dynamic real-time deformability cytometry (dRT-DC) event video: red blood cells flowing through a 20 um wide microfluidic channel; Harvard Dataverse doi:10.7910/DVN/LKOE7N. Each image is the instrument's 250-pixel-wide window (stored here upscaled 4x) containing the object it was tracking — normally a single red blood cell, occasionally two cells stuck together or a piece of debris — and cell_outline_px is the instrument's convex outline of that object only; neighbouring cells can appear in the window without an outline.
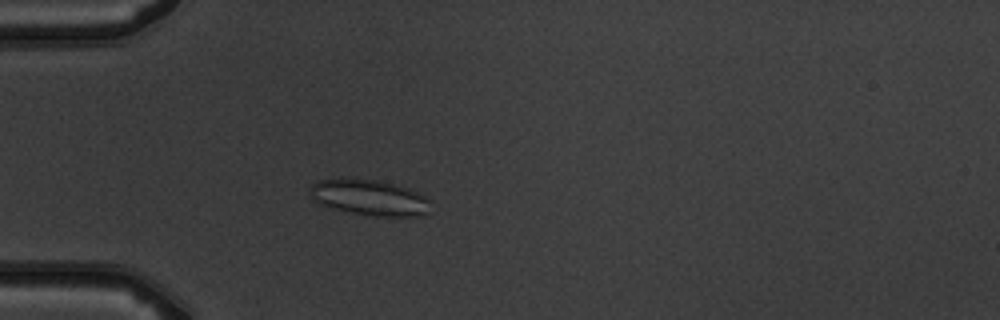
{"species": "common noctule bat (a hibernating species)", "species_latin": "Nyctalus noctula", "temperature_condition": "warm", "stored_images_in_passage": 4, "camera_frame_rate_fps": 3000, "um_per_image_px": 0.085, "animal": {"sex": "male", "body_mass_g": 19.5, "forearm_length_mm": 54.6}, "frame": {"image": 1, "passage_image": 4, "time_ms": 3.333, "image_size_px": [1000, 320], "cell_outline_px": [[428, 212], [424, 216], [376, 216], [352, 212], [332, 208], [320, 204], [308, 192], [308, 188], [316, 180], [340, 176], [376, 180], [408, 188], [424, 196], [428, 200]], "centroid_in_image_um": [31.32, 16.75], "position_along_channel_um": 53.7, "area_um2": 25.32}}